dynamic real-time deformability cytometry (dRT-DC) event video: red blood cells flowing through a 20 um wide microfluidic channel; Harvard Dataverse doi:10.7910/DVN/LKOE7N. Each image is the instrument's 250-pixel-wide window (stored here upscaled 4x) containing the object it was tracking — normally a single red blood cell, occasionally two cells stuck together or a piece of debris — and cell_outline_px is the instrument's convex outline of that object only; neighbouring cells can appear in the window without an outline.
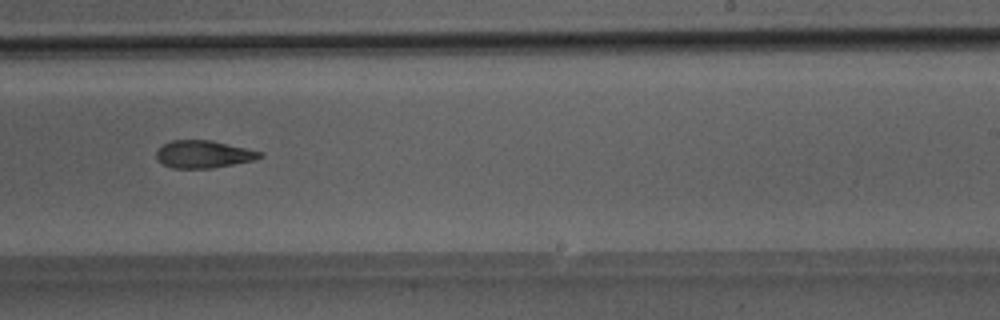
{"species": "Egyptian fruit bat (a non-hibernating species)", "species_latin": "Rousettus aegyptiacus", "temperature_condition": "room temperature", "stored_images_in_passage": 43, "camera_frame_rate_fps": 3000, "um_per_image_px": 0.085, "animal": {"sex": "male"}, "frame": {"image": 1, "passage_image": 31, "time_ms": 10.0, "image_size_px": [1000, 320], "cell_outline_px": [[264, 156], [252, 160], [212, 168], [172, 168], [164, 164], [156, 156], [156, 152], [164, 144], [172, 140], [212, 140], [264, 152]], "centroid_in_image_um": [17.33, 13.1], "position_along_channel_um": 271.7, "area_um2": 16.42}}